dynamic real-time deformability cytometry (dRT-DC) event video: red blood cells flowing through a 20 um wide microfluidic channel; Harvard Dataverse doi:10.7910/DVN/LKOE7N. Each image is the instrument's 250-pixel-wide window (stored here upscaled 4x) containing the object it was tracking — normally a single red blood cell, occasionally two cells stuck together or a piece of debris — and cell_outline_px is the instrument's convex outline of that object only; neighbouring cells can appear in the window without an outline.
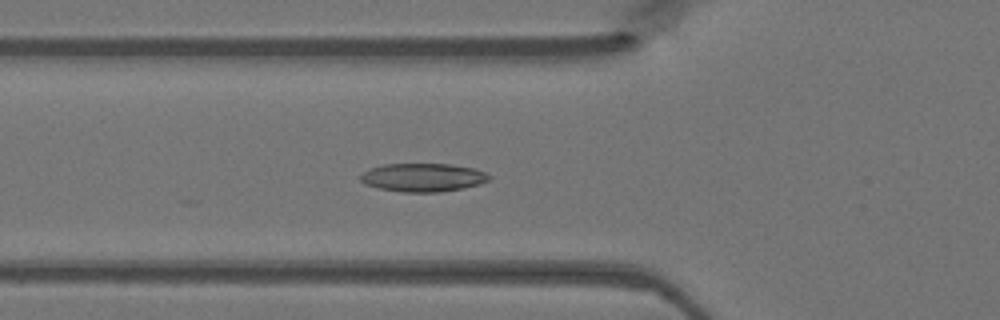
{"species": "Egyptian fruit bat (a non-hibernating species)", "species_latin": "Rousettus aegyptiacus", "temperature_condition": "warm", "stored_images_in_passage": 48, "camera_frame_rate_fps": 3000, "um_per_image_px": 0.085, "animal": {"sex": "female"}, "frame": {"image": 1, "passage_image": 17, "time_ms": 5.333, "image_size_px": [1000, 320], "cell_outline_px": [[492, 176], [488, 180], [480, 184], [464, 188], [440, 192], [400, 192], [380, 188], [364, 184], [360, 180], [360, 176], [368, 168], [384, 164], [452, 164], [476, 168]], "centroid_in_image_um": [35.96, 15.08], "position_along_channel_um": 89.8, "area_um2": 21.44}}
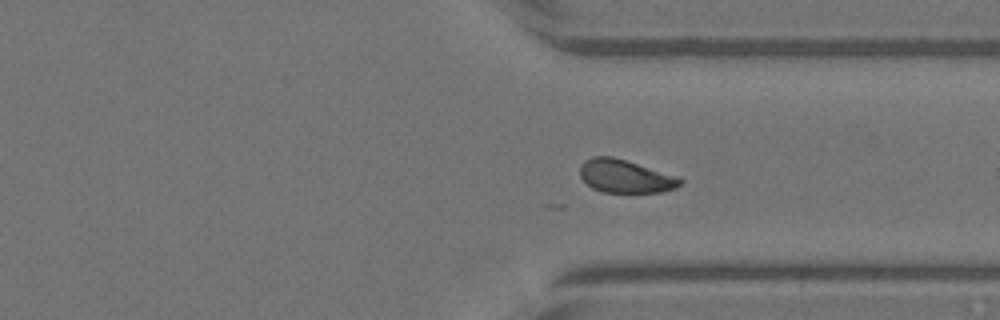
{"frame": {"image": 2, "passage_image": 36, "time_ms": 11.667, "image_size_px": [1000, 320], "cell_outline_px": [[684, 180], [676, 188], [660, 192], [604, 192], [592, 188], [580, 176], [580, 164], [584, 160], [592, 156], [612, 156], [680, 176]], "centroid_in_image_um": [53.17, 14.97], "position_along_channel_um": 358.2, "area_um2": 19.48}}
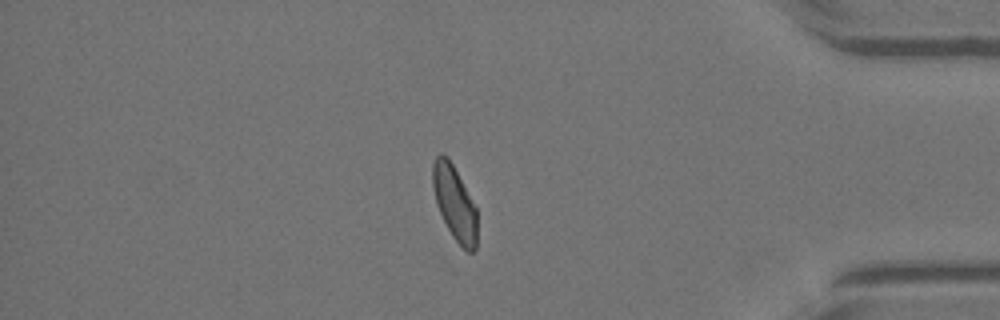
{"frame": {"image": 3, "passage_image": 41, "time_ms": 13.333, "image_size_px": [1000, 320], "cell_outline_px": [[476, 248], [472, 252], [468, 252], [452, 236], [436, 204], [432, 184], [432, 164], [436, 156], [440, 152], [448, 156], [476, 208]], "centroid_in_image_um": [38.61, 17.21], "position_along_channel_um": 396.6, "area_um2": 18.96}}